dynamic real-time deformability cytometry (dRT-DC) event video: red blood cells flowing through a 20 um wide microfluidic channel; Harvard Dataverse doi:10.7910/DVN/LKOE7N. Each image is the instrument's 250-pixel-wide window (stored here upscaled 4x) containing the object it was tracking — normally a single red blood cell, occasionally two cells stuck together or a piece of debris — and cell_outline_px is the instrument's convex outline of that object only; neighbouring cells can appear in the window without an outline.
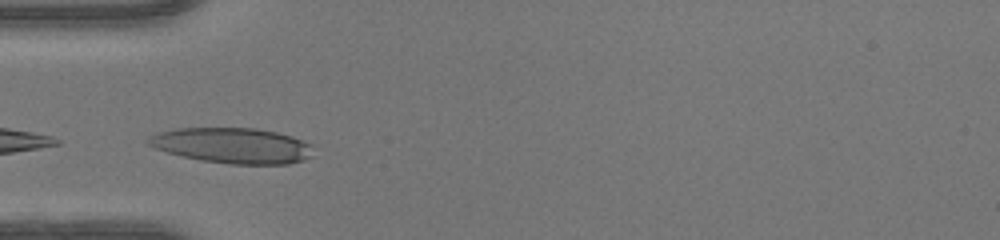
{"species": "human", "species_latin": "Homo sapiens", "temperature_condition": "warm", "stored_images_in_passage": 27, "camera_frame_rate_fps": 3000, "um_per_image_px": 0.085, "donor": {"sex": "female"}, "frame": {"image": 1, "passage_image": 1, "time_ms": 0.0, "image_size_px": [1000, 240], "cell_outline_px": [[312, 156], [304, 160], [288, 164], [228, 164], [200, 160], [168, 152], [156, 148], [148, 144], [144, 140], [148, 136], [156, 132], [176, 128], [256, 128], [276, 132], [292, 136], [312, 144]], "centroid_in_image_um": [19.75, 12.36], "position_along_channel_um": 65.3, "area_um2": 34.33}}
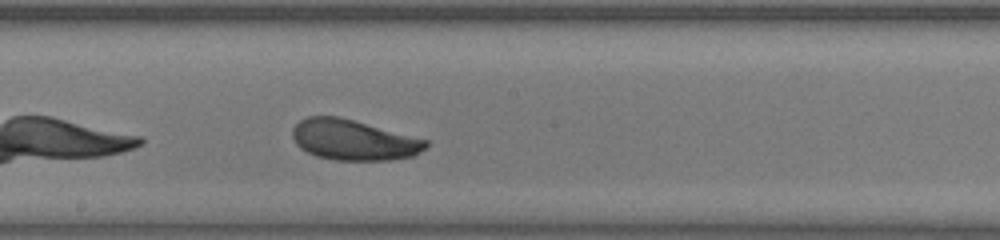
{"frame": {"image": 2, "passage_image": 12, "time_ms": 3.667, "image_size_px": [1000, 240], "cell_outline_px": [[428, 144], [420, 152], [412, 156], [388, 160], [336, 160], [316, 156], [300, 148], [296, 144], [292, 136], [292, 128], [300, 120], [308, 116], [340, 116], [428, 140]], "centroid_in_image_um": [30.02, 11.89], "position_along_channel_um": 218.2, "area_um2": 31.44}}
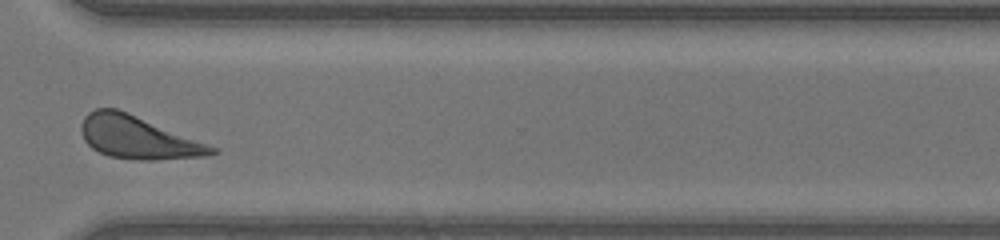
{"frame": {"image": 3, "passage_image": 22, "time_ms": 7.0, "image_size_px": [1000, 240], "cell_outline_px": [[220, 152], [208, 156], [148, 160], [136, 160], [108, 156], [92, 148], [84, 140], [80, 132], [80, 124], [84, 116], [88, 112], [96, 108], [116, 108], [128, 112], [220, 148]], "centroid_in_image_um": [11.74, 11.68], "position_along_channel_um": 358.9, "area_um2": 32.83}, "authors_computed_cell_mechanics": {"area_um2": 32.0212, "velocity_mm_per_s": 4.2046, "shape_relaxation_time_tau1_ms": 2.0234, "shape_relaxation_time_tau2_ms": 9.6307, "deformation_change_tau1": 0.111, "deformation_change_tau2": 0.211}}